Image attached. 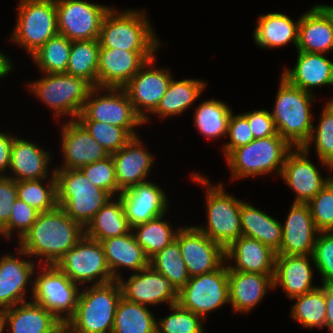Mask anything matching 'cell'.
<instances>
[{
    "mask_svg": "<svg viewBox=\"0 0 333 333\" xmlns=\"http://www.w3.org/2000/svg\"><path fill=\"white\" fill-rule=\"evenodd\" d=\"M59 34L71 41L99 39L110 7L83 0H55Z\"/></svg>",
    "mask_w": 333,
    "mask_h": 333,
    "instance_id": "14",
    "label": "cell"
},
{
    "mask_svg": "<svg viewBox=\"0 0 333 333\" xmlns=\"http://www.w3.org/2000/svg\"><path fill=\"white\" fill-rule=\"evenodd\" d=\"M28 88L56 117L69 115L70 120H76L93 86L81 77L66 73H43V78L29 83Z\"/></svg>",
    "mask_w": 333,
    "mask_h": 333,
    "instance_id": "8",
    "label": "cell"
},
{
    "mask_svg": "<svg viewBox=\"0 0 333 333\" xmlns=\"http://www.w3.org/2000/svg\"><path fill=\"white\" fill-rule=\"evenodd\" d=\"M118 196L131 228L162 216L168 211L167 195L162 188L151 181L133 185Z\"/></svg>",
    "mask_w": 333,
    "mask_h": 333,
    "instance_id": "20",
    "label": "cell"
},
{
    "mask_svg": "<svg viewBox=\"0 0 333 333\" xmlns=\"http://www.w3.org/2000/svg\"><path fill=\"white\" fill-rule=\"evenodd\" d=\"M300 18L295 22L282 13L262 14L254 30V42L261 48L273 49L294 43L297 49Z\"/></svg>",
    "mask_w": 333,
    "mask_h": 333,
    "instance_id": "33",
    "label": "cell"
},
{
    "mask_svg": "<svg viewBox=\"0 0 333 333\" xmlns=\"http://www.w3.org/2000/svg\"><path fill=\"white\" fill-rule=\"evenodd\" d=\"M0 333H3L2 313L0 311Z\"/></svg>",
    "mask_w": 333,
    "mask_h": 333,
    "instance_id": "61",
    "label": "cell"
},
{
    "mask_svg": "<svg viewBox=\"0 0 333 333\" xmlns=\"http://www.w3.org/2000/svg\"><path fill=\"white\" fill-rule=\"evenodd\" d=\"M3 331L6 324L10 333H51L60 323L51 312L33 301L4 309Z\"/></svg>",
    "mask_w": 333,
    "mask_h": 333,
    "instance_id": "32",
    "label": "cell"
},
{
    "mask_svg": "<svg viewBox=\"0 0 333 333\" xmlns=\"http://www.w3.org/2000/svg\"><path fill=\"white\" fill-rule=\"evenodd\" d=\"M145 10L114 8L105 14L100 30V48L127 51H157L160 40L156 38Z\"/></svg>",
    "mask_w": 333,
    "mask_h": 333,
    "instance_id": "4",
    "label": "cell"
},
{
    "mask_svg": "<svg viewBox=\"0 0 333 333\" xmlns=\"http://www.w3.org/2000/svg\"><path fill=\"white\" fill-rule=\"evenodd\" d=\"M190 277L217 270L225 261V249L195 226L179 229L176 239Z\"/></svg>",
    "mask_w": 333,
    "mask_h": 333,
    "instance_id": "16",
    "label": "cell"
},
{
    "mask_svg": "<svg viewBox=\"0 0 333 333\" xmlns=\"http://www.w3.org/2000/svg\"><path fill=\"white\" fill-rule=\"evenodd\" d=\"M280 78L271 115L278 134L293 148L303 147L309 140L314 126L311 103L315 96L292 86L283 77Z\"/></svg>",
    "mask_w": 333,
    "mask_h": 333,
    "instance_id": "3",
    "label": "cell"
},
{
    "mask_svg": "<svg viewBox=\"0 0 333 333\" xmlns=\"http://www.w3.org/2000/svg\"><path fill=\"white\" fill-rule=\"evenodd\" d=\"M23 259L11 254H4L0 259V311L27 302L24 296H27L26 288L30 283L33 294L34 281L31 279L36 274V261Z\"/></svg>",
    "mask_w": 333,
    "mask_h": 333,
    "instance_id": "23",
    "label": "cell"
},
{
    "mask_svg": "<svg viewBox=\"0 0 333 333\" xmlns=\"http://www.w3.org/2000/svg\"><path fill=\"white\" fill-rule=\"evenodd\" d=\"M40 265L43 271L34 279L33 302L66 323L75 313L81 288L55 265Z\"/></svg>",
    "mask_w": 333,
    "mask_h": 333,
    "instance_id": "12",
    "label": "cell"
},
{
    "mask_svg": "<svg viewBox=\"0 0 333 333\" xmlns=\"http://www.w3.org/2000/svg\"><path fill=\"white\" fill-rule=\"evenodd\" d=\"M84 286L80 291L74 315L66 322L69 333H112L122 290L118 280Z\"/></svg>",
    "mask_w": 333,
    "mask_h": 333,
    "instance_id": "2",
    "label": "cell"
},
{
    "mask_svg": "<svg viewBox=\"0 0 333 333\" xmlns=\"http://www.w3.org/2000/svg\"><path fill=\"white\" fill-rule=\"evenodd\" d=\"M83 235L84 228L57 206L39 213L32 227L18 241L16 255L41 257L39 263L55 265Z\"/></svg>",
    "mask_w": 333,
    "mask_h": 333,
    "instance_id": "1",
    "label": "cell"
},
{
    "mask_svg": "<svg viewBox=\"0 0 333 333\" xmlns=\"http://www.w3.org/2000/svg\"><path fill=\"white\" fill-rule=\"evenodd\" d=\"M226 262L232 260L233 265H228L231 270L258 273L274 274L276 252L262 242L240 236L228 248L225 249Z\"/></svg>",
    "mask_w": 333,
    "mask_h": 333,
    "instance_id": "25",
    "label": "cell"
},
{
    "mask_svg": "<svg viewBox=\"0 0 333 333\" xmlns=\"http://www.w3.org/2000/svg\"><path fill=\"white\" fill-rule=\"evenodd\" d=\"M293 147L280 135L254 139L247 145L234 149L226 162L232 179L261 176L278 172L281 175L285 158ZM275 171V172H274Z\"/></svg>",
    "mask_w": 333,
    "mask_h": 333,
    "instance_id": "7",
    "label": "cell"
},
{
    "mask_svg": "<svg viewBox=\"0 0 333 333\" xmlns=\"http://www.w3.org/2000/svg\"><path fill=\"white\" fill-rule=\"evenodd\" d=\"M80 170L94 186L107 191L112 197L122 192L117 185L115 165L111 155L104 160L88 164Z\"/></svg>",
    "mask_w": 333,
    "mask_h": 333,
    "instance_id": "49",
    "label": "cell"
},
{
    "mask_svg": "<svg viewBox=\"0 0 333 333\" xmlns=\"http://www.w3.org/2000/svg\"><path fill=\"white\" fill-rule=\"evenodd\" d=\"M55 266L76 284L100 285L114 281L102 244L83 237L58 260ZM90 282V283H89Z\"/></svg>",
    "mask_w": 333,
    "mask_h": 333,
    "instance_id": "11",
    "label": "cell"
},
{
    "mask_svg": "<svg viewBox=\"0 0 333 333\" xmlns=\"http://www.w3.org/2000/svg\"><path fill=\"white\" fill-rule=\"evenodd\" d=\"M51 333H69L68 326L61 322Z\"/></svg>",
    "mask_w": 333,
    "mask_h": 333,
    "instance_id": "58",
    "label": "cell"
},
{
    "mask_svg": "<svg viewBox=\"0 0 333 333\" xmlns=\"http://www.w3.org/2000/svg\"><path fill=\"white\" fill-rule=\"evenodd\" d=\"M227 137L229 142L223 147L224 157L226 158L234 149L249 144L254 140L248 119L241 114L231 113L228 124Z\"/></svg>",
    "mask_w": 333,
    "mask_h": 333,
    "instance_id": "52",
    "label": "cell"
},
{
    "mask_svg": "<svg viewBox=\"0 0 333 333\" xmlns=\"http://www.w3.org/2000/svg\"><path fill=\"white\" fill-rule=\"evenodd\" d=\"M302 147L293 148L286 156L281 178L296 193L294 203H308L332 179L323 178Z\"/></svg>",
    "mask_w": 333,
    "mask_h": 333,
    "instance_id": "19",
    "label": "cell"
},
{
    "mask_svg": "<svg viewBox=\"0 0 333 333\" xmlns=\"http://www.w3.org/2000/svg\"><path fill=\"white\" fill-rule=\"evenodd\" d=\"M230 109L228 105L217 99L202 102L194 114L196 129L200 134L211 139L227 136L232 113Z\"/></svg>",
    "mask_w": 333,
    "mask_h": 333,
    "instance_id": "39",
    "label": "cell"
},
{
    "mask_svg": "<svg viewBox=\"0 0 333 333\" xmlns=\"http://www.w3.org/2000/svg\"><path fill=\"white\" fill-rule=\"evenodd\" d=\"M297 51L325 56L333 51V22L317 4L300 16Z\"/></svg>",
    "mask_w": 333,
    "mask_h": 333,
    "instance_id": "29",
    "label": "cell"
},
{
    "mask_svg": "<svg viewBox=\"0 0 333 333\" xmlns=\"http://www.w3.org/2000/svg\"><path fill=\"white\" fill-rule=\"evenodd\" d=\"M57 201L67 215L83 228L112 196L94 186L80 169H56Z\"/></svg>",
    "mask_w": 333,
    "mask_h": 333,
    "instance_id": "5",
    "label": "cell"
},
{
    "mask_svg": "<svg viewBox=\"0 0 333 333\" xmlns=\"http://www.w3.org/2000/svg\"><path fill=\"white\" fill-rule=\"evenodd\" d=\"M323 107L317 127L312 128V133L307 143L302 147L309 152L310 143L314 141L316 155L322 165L333 153V100H328Z\"/></svg>",
    "mask_w": 333,
    "mask_h": 333,
    "instance_id": "45",
    "label": "cell"
},
{
    "mask_svg": "<svg viewBox=\"0 0 333 333\" xmlns=\"http://www.w3.org/2000/svg\"><path fill=\"white\" fill-rule=\"evenodd\" d=\"M78 122L109 154L117 152L132 139V136L123 127L100 121Z\"/></svg>",
    "mask_w": 333,
    "mask_h": 333,
    "instance_id": "47",
    "label": "cell"
},
{
    "mask_svg": "<svg viewBox=\"0 0 333 333\" xmlns=\"http://www.w3.org/2000/svg\"><path fill=\"white\" fill-rule=\"evenodd\" d=\"M172 78L166 93L152 112L160 118L177 116L187 110L203 93L206 84L198 79L175 81Z\"/></svg>",
    "mask_w": 333,
    "mask_h": 333,
    "instance_id": "36",
    "label": "cell"
},
{
    "mask_svg": "<svg viewBox=\"0 0 333 333\" xmlns=\"http://www.w3.org/2000/svg\"><path fill=\"white\" fill-rule=\"evenodd\" d=\"M172 311L166 317L157 321L156 333H203L201 316L181 308L177 303L169 306Z\"/></svg>",
    "mask_w": 333,
    "mask_h": 333,
    "instance_id": "46",
    "label": "cell"
},
{
    "mask_svg": "<svg viewBox=\"0 0 333 333\" xmlns=\"http://www.w3.org/2000/svg\"><path fill=\"white\" fill-rule=\"evenodd\" d=\"M325 12L326 14L331 18L333 22V6H327V5H319Z\"/></svg>",
    "mask_w": 333,
    "mask_h": 333,
    "instance_id": "59",
    "label": "cell"
},
{
    "mask_svg": "<svg viewBox=\"0 0 333 333\" xmlns=\"http://www.w3.org/2000/svg\"><path fill=\"white\" fill-rule=\"evenodd\" d=\"M18 18L11 41L31 56L58 34L55 0H19Z\"/></svg>",
    "mask_w": 333,
    "mask_h": 333,
    "instance_id": "9",
    "label": "cell"
},
{
    "mask_svg": "<svg viewBox=\"0 0 333 333\" xmlns=\"http://www.w3.org/2000/svg\"><path fill=\"white\" fill-rule=\"evenodd\" d=\"M122 290V297L127 301L139 303L144 306L168 303L169 306L177 303L178 290L161 273L151 266L129 276L124 281L118 280Z\"/></svg>",
    "mask_w": 333,
    "mask_h": 333,
    "instance_id": "18",
    "label": "cell"
},
{
    "mask_svg": "<svg viewBox=\"0 0 333 333\" xmlns=\"http://www.w3.org/2000/svg\"><path fill=\"white\" fill-rule=\"evenodd\" d=\"M17 198L16 181L8 176H0V229L9 221Z\"/></svg>",
    "mask_w": 333,
    "mask_h": 333,
    "instance_id": "54",
    "label": "cell"
},
{
    "mask_svg": "<svg viewBox=\"0 0 333 333\" xmlns=\"http://www.w3.org/2000/svg\"><path fill=\"white\" fill-rule=\"evenodd\" d=\"M243 115L248 119L254 139L278 135L271 112L268 110H254Z\"/></svg>",
    "mask_w": 333,
    "mask_h": 333,
    "instance_id": "53",
    "label": "cell"
},
{
    "mask_svg": "<svg viewBox=\"0 0 333 333\" xmlns=\"http://www.w3.org/2000/svg\"><path fill=\"white\" fill-rule=\"evenodd\" d=\"M131 232L100 241L114 280L122 277L118 271L121 267L138 272L150 266V258Z\"/></svg>",
    "mask_w": 333,
    "mask_h": 333,
    "instance_id": "31",
    "label": "cell"
},
{
    "mask_svg": "<svg viewBox=\"0 0 333 333\" xmlns=\"http://www.w3.org/2000/svg\"><path fill=\"white\" fill-rule=\"evenodd\" d=\"M148 308L121 297L116 308L112 333H156L157 321Z\"/></svg>",
    "mask_w": 333,
    "mask_h": 333,
    "instance_id": "37",
    "label": "cell"
},
{
    "mask_svg": "<svg viewBox=\"0 0 333 333\" xmlns=\"http://www.w3.org/2000/svg\"><path fill=\"white\" fill-rule=\"evenodd\" d=\"M327 169L333 170V153L332 155L325 161Z\"/></svg>",
    "mask_w": 333,
    "mask_h": 333,
    "instance_id": "60",
    "label": "cell"
},
{
    "mask_svg": "<svg viewBox=\"0 0 333 333\" xmlns=\"http://www.w3.org/2000/svg\"><path fill=\"white\" fill-rule=\"evenodd\" d=\"M319 231L307 203H294L282 225V242L276 255H313Z\"/></svg>",
    "mask_w": 333,
    "mask_h": 333,
    "instance_id": "22",
    "label": "cell"
},
{
    "mask_svg": "<svg viewBox=\"0 0 333 333\" xmlns=\"http://www.w3.org/2000/svg\"><path fill=\"white\" fill-rule=\"evenodd\" d=\"M61 128L64 164L59 169H80L110 156L77 120H69Z\"/></svg>",
    "mask_w": 333,
    "mask_h": 333,
    "instance_id": "21",
    "label": "cell"
},
{
    "mask_svg": "<svg viewBox=\"0 0 333 333\" xmlns=\"http://www.w3.org/2000/svg\"><path fill=\"white\" fill-rule=\"evenodd\" d=\"M72 41L62 34H56L35 51L31 58L42 73H66Z\"/></svg>",
    "mask_w": 333,
    "mask_h": 333,
    "instance_id": "41",
    "label": "cell"
},
{
    "mask_svg": "<svg viewBox=\"0 0 333 333\" xmlns=\"http://www.w3.org/2000/svg\"><path fill=\"white\" fill-rule=\"evenodd\" d=\"M50 158L49 151L36 143L14 137L9 167L13 175L7 176L15 181L46 179L49 176Z\"/></svg>",
    "mask_w": 333,
    "mask_h": 333,
    "instance_id": "30",
    "label": "cell"
},
{
    "mask_svg": "<svg viewBox=\"0 0 333 333\" xmlns=\"http://www.w3.org/2000/svg\"><path fill=\"white\" fill-rule=\"evenodd\" d=\"M99 39L72 41L66 74L81 77L97 87Z\"/></svg>",
    "mask_w": 333,
    "mask_h": 333,
    "instance_id": "38",
    "label": "cell"
},
{
    "mask_svg": "<svg viewBox=\"0 0 333 333\" xmlns=\"http://www.w3.org/2000/svg\"><path fill=\"white\" fill-rule=\"evenodd\" d=\"M14 137L8 133L0 132V176H6V170L10 167L11 148Z\"/></svg>",
    "mask_w": 333,
    "mask_h": 333,
    "instance_id": "55",
    "label": "cell"
},
{
    "mask_svg": "<svg viewBox=\"0 0 333 333\" xmlns=\"http://www.w3.org/2000/svg\"><path fill=\"white\" fill-rule=\"evenodd\" d=\"M314 225L319 232L333 231V180L308 203Z\"/></svg>",
    "mask_w": 333,
    "mask_h": 333,
    "instance_id": "48",
    "label": "cell"
},
{
    "mask_svg": "<svg viewBox=\"0 0 333 333\" xmlns=\"http://www.w3.org/2000/svg\"><path fill=\"white\" fill-rule=\"evenodd\" d=\"M11 60L0 51V79L12 72L13 64Z\"/></svg>",
    "mask_w": 333,
    "mask_h": 333,
    "instance_id": "57",
    "label": "cell"
},
{
    "mask_svg": "<svg viewBox=\"0 0 333 333\" xmlns=\"http://www.w3.org/2000/svg\"><path fill=\"white\" fill-rule=\"evenodd\" d=\"M101 90L107 94L103 96L99 93ZM76 120L100 121L123 127L132 137L139 136L135 127L144 124L143 119L134 110L125 90L113 87H93Z\"/></svg>",
    "mask_w": 333,
    "mask_h": 333,
    "instance_id": "10",
    "label": "cell"
},
{
    "mask_svg": "<svg viewBox=\"0 0 333 333\" xmlns=\"http://www.w3.org/2000/svg\"><path fill=\"white\" fill-rule=\"evenodd\" d=\"M39 211L27 205L24 201L16 199L14 202L9 221L0 229V235L10 240L12 233L17 230L18 241L32 227L36 221Z\"/></svg>",
    "mask_w": 333,
    "mask_h": 333,
    "instance_id": "50",
    "label": "cell"
},
{
    "mask_svg": "<svg viewBox=\"0 0 333 333\" xmlns=\"http://www.w3.org/2000/svg\"><path fill=\"white\" fill-rule=\"evenodd\" d=\"M155 52L100 48L97 87L123 88Z\"/></svg>",
    "mask_w": 333,
    "mask_h": 333,
    "instance_id": "17",
    "label": "cell"
},
{
    "mask_svg": "<svg viewBox=\"0 0 333 333\" xmlns=\"http://www.w3.org/2000/svg\"><path fill=\"white\" fill-rule=\"evenodd\" d=\"M313 258L314 267L322 276V284H333V231L318 233Z\"/></svg>",
    "mask_w": 333,
    "mask_h": 333,
    "instance_id": "51",
    "label": "cell"
},
{
    "mask_svg": "<svg viewBox=\"0 0 333 333\" xmlns=\"http://www.w3.org/2000/svg\"><path fill=\"white\" fill-rule=\"evenodd\" d=\"M310 258L314 260L313 255H276L273 289L280 285L292 299L317 288L312 282Z\"/></svg>",
    "mask_w": 333,
    "mask_h": 333,
    "instance_id": "26",
    "label": "cell"
},
{
    "mask_svg": "<svg viewBox=\"0 0 333 333\" xmlns=\"http://www.w3.org/2000/svg\"><path fill=\"white\" fill-rule=\"evenodd\" d=\"M240 221L243 236L262 242L276 253L279 251L282 242V224L278 220L265 211L241 201Z\"/></svg>",
    "mask_w": 333,
    "mask_h": 333,
    "instance_id": "34",
    "label": "cell"
},
{
    "mask_svg": "<svg viewBox=\"0 0 333 333\" xmlns=\"http://www.w3.org/2000/svg\"><path fill=\"white\" fill-rule=\"evenodd\" d=\"M292 299L296 301L291 308V318L305 328H323L325 326L326 300L324 284Z\"/></svg>",
    "mask_w": 333,
    "mask_h": 333,
    "instance_id": "42",
    "label": "cell"
},
{
    "mask_svg": "<svg viewBox=\"0 0 333 333\" xmlns=\"http://www.w3.org/2000/svg\"><path fill=\"white\" fill-rule=\"evenodd\" d=\"M191 177L197 183L207 187L205 192L207 226L195 227L224 249L228 248L242 236L241 200L228 194L221 183L212 185L208 178L198 173L192 174Z\"/></svg>",
    "mask_w": 333,
    "mask_h": 333,
    "instance_id": "6",
    "label": "cell"
},
{
    "mask_svg": "<svg viewBox=\"0 0 333 333\" xmlns=\"http://www.w3.org/2000/svg\"><path fill=\"white\" fill-rule=\"evenodd\" d=\"M225 261L217 270L192 276L178 291L177 304L204 320L214 311L229 302L228 266Z\"/></svg>",
    "mask_w": 333,
    "mask_h": 333,
    "instance_id": "13",
    "label": "cell"
},
{
    "mask_svg": "<svg viewBox=\"0 0 333 333\" xmlns=\"http://www.w3.org/2000/svg\"><path fill=\"white\" fill-rule=\"evenodd\" d=\"M274 274H258L231 270L228 267L229 304L235 312L248 313L274 288Z\"/></svg>",
    "mask_w": 333,
    "mask_h": 333,
    "instance_id": "27",
    "label": "cell"
},
{
    "mask_svg": "<svg viewBox=\"0 0 333 333\" xmlns=\"http://www.w3.org/2000/svg\"><path fill=\"white\" fill-rule=\"evenodd\" d=\"M144 147V142L136 136L132 137L123 148L110 154L115 165L117 185L121 191L148 181L154 156Z\"/></svg>",
    "mask_w": 333,
    "mask_h": 333,
    "instance_id": "24",
    "label": "cell"
},
{
    "mask_svg": "<svg viewBox=\"0 0 333 333\" xmlns=\"http://www.w3.org/2000/svg\"><path fill=\"white\" fill-rule=\"evenodd\" d=\"M155 59L148 60L123 87L144 124L149 121L148 114L157 108L173 78L169 69L155 68Z\"/></svg>",
    "mask_w": 333,
    "mask_h": 333,
    "instance_id": "15",
    "label": "cell"
},
{
    "mask_svg": "<svg viewBox=\"0 0 333 333\" xmlns=\"http://www.w3.org/2000/svg\"><path fill=\"white\" fill-rule=\"evenodd\" d=\"M51 175L50 180L44 186L42 181L47 180V178L16 181L18 199L24 201L27 205L35 208L40 213L55 209L58 206V201L57 182L54 170Z\"/></svg>",
    "mask_w": 333,
    "mask_h": 333,
    "instance_id": "43",
    "label": "cell"
},
{
    "mask_svg": "<svg viewBox=\"0 0 333 333\" xmlns=\"http://www.w3.org/2000/svg\"><path fill=\"white\" fill-rule=\"evenodd\" d=\"M326 300V321L325 326L333 333V284H324Z\"/></svg>",
    "mask_w": 333,
    "mask_h": 333,
    "instance_id": "56",
    "label": "cell"
},
{
    "mask_svg": "<svg viewBox=\"0 0 333 333\" xmlns=\"http://www.w3.org/2000/svg\"><path fill=\"white\" fill-rule=\"evenodd\" d=\"M293 68H284L282 76L289 84L311 93L316 86L333 85V62L325 54L297 51Z\"/></svg>",
    "mask_w": 333,
    "mask_h": 333,
    "instance_id": "28",
    "label": "cell"
},
{
    "mask_svg": "<svg viewBox=\"0 0 333 333\" xmlns=\"http://www.w3.org/2000/svg\"><path fill=\"white\" fill-rule=\"evenodd\" d=\"M165 215L132 227L133 232L136 230L133 234L137 243L149 258L172 243L180 229L179 227L174 231L170 223L163 220Z\"/></svg>",
    "mask_w": 333,
    "mask_h": 333,
    "instance_id": "40",
    "label": "cell"
},
{
    "mask_svg": "<svg viewBox=\"0 0 333 333\" xmlns=\"http://www.w3.org/2000/svg\"><path fill=\"white\" fill-rule=\"evenodd\" d=\"M150 266L165 276L178 291L190 278L176 240L152 256Z\"/></svg>",
    "mask_w": 333,
    "mask_h": 333,
    "instance_id": "44",
    "label": "cell"
},
{
    "mask_svg": "<svg viewBox=\"0 0 333 333\" xmlns=\"http://www.w3.org/2000/svg\"><path fill=\"white\" fill-rule=\"evenodd\" d=\"M118 199V200H117ZM109 199L84 228V235L90 239H104L122 236L132 228L128 224L120 197Z\"/></svg>",
    "mask_w": 333,
    "mask_h": 333,
    "instance_id": "35",
    "label": "cell"
}]
</instances>
